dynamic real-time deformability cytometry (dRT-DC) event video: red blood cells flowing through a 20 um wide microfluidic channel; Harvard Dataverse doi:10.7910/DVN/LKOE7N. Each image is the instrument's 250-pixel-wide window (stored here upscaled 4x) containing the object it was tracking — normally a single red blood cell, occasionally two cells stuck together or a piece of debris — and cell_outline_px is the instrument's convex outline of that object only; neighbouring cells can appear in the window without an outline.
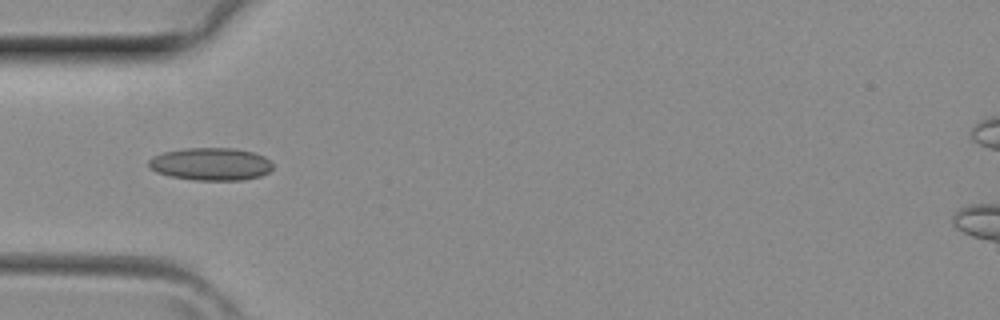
{"species": "common noctule bat (a hibernating species)", "species_latin": "Nyctalus noctula", "temperature_condition": "room temperature", "stored_images_in_passage": 38, "camera_frame_rate_fps": 3000, "um_per_image_px": 0.085, "animal": {"sex": "female", "body_mass_g": 29.2, "forearm_length_mm": 56.3}, "frame": {"image": 1, "passage_image": 11, "time_ms": 3.333, "image_size_px": [1000, 320], "cell_outline_px": [[272, 168], [268, 172], [260, 176], [244, 180], [196, 180], [172, 176], [156, 172], [148, 164], [148, 160], [152, 156], [164, 152], [184, 148], [232, 148], [252, 152], [264, 156], [272, 164]], "centroid_in_image_um": [17.91, 13.94], "position_along_channel_um": 67.1, "area_um2": 23.47}}
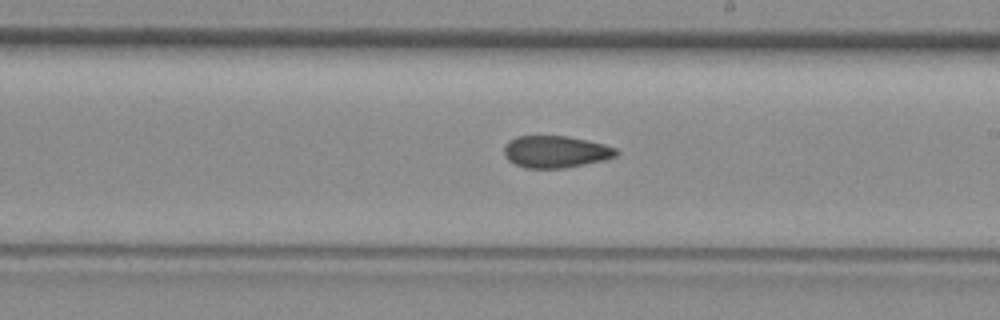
{"frame": {"image": 2, "passage_image": 21, "time_ms": 6.667, "image_size_px": [1000, 320], "cell_outline_px": [[620, 152], [616, 156], [604, 160], [564, 168], [524, 168], [508, 160], [504, 152], [504, 144], [508, 140], [516, 136], [568, 136], [588, 140], [604, 144], [616, 148]], "centroid_in_image_um": [47.23, 12.89], "position_along_channel_um": 241.8, "area_um2": 21.04}}
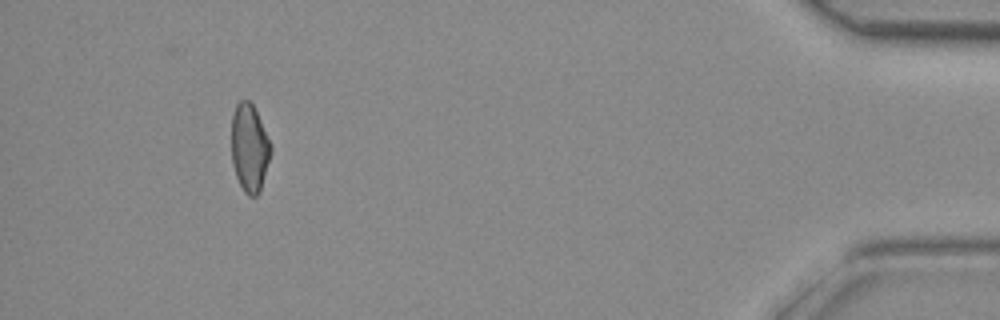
{"frame": {"image": 3, "passage_image": 35, "time_ms": 11.333, "image_size_px": [1000, 320], "cell_outline_px": [[272, 152], [260, 192], [256, 196], [248, 196], [244, 192], [236, 176], [232, 164], [232, 112], [236, 104], [240, 100], [248, 100], [252, 104], [272, 144]], "centroid_in_image_um": [21.21, 12.59], "position_along_channel_um": 414.0, "area_um2": 20.29}}